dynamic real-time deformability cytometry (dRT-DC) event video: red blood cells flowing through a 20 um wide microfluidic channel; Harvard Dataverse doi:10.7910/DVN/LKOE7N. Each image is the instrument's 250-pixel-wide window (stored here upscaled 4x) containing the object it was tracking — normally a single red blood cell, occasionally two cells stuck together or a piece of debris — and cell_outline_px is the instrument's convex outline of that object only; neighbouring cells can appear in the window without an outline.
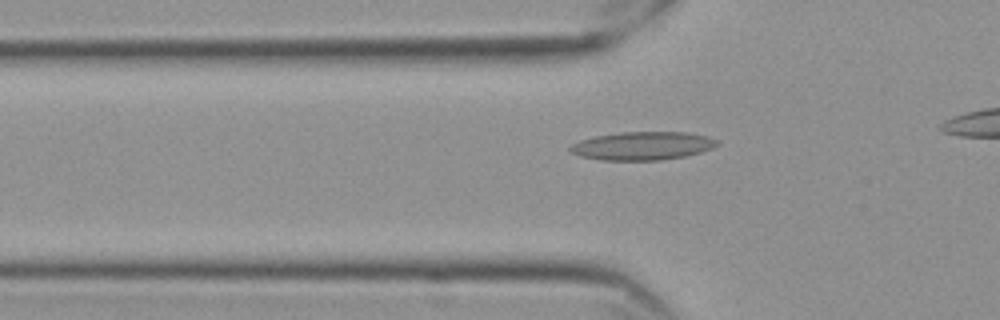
{"species": "Egyptian fruit bat (a non-hibernating species)", "species_latin": "Rousettus aegyptiacus", "temperature_condition": "cold", "stored_images_in_passage": 38, "camera_frame_rate_fps": 3000, "um_per_image_px": 0.085, "frame": {"image": 1, "passage_image": 14, "time_ms": 4.333, "image_size_px": [1000, 320], "cell_outline_px": [[720, 144], [712, 148], [700, 152], [684, 156], [660, 160], [600, 160], [580, 156], [572, 152], [568, 148], [572, 144], [580, 140], [596, 136], [620, 132], [688, 132], [708, 136], [716, 140]], "centroid_in_image_um": [54.62, 12.39], "position_along_channel_um": 71.2, "area_um2": 24.16}}
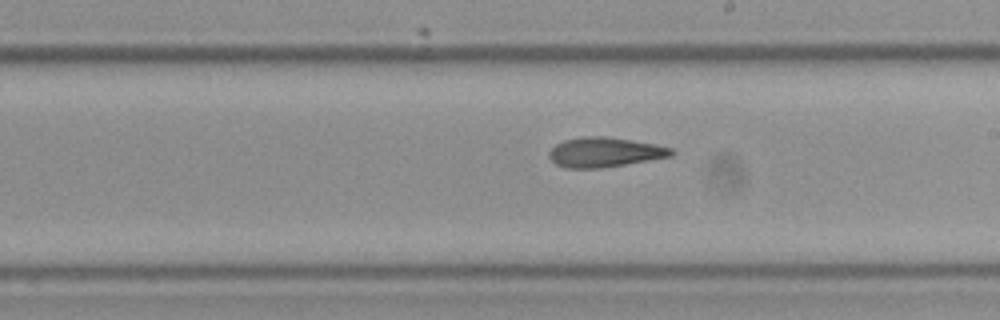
{"frame": {"image": 2, "passage_image": 28, "time_ms": 9.0, "image_size_px": [1000, 320], "cell_outline_px": [[676, 152], [672, 156], [604, 168], [564, 168], [556, 164], [548, 156], [548, 152], [556, 144], [564, 140], [584, 136], [604, 136], [632, 140], [656, 144], [672, 148]], "centroid_in_image_um": [51.41, 12.94], "position_along_channel_um": 237.6, "area_um2": 21.33}}
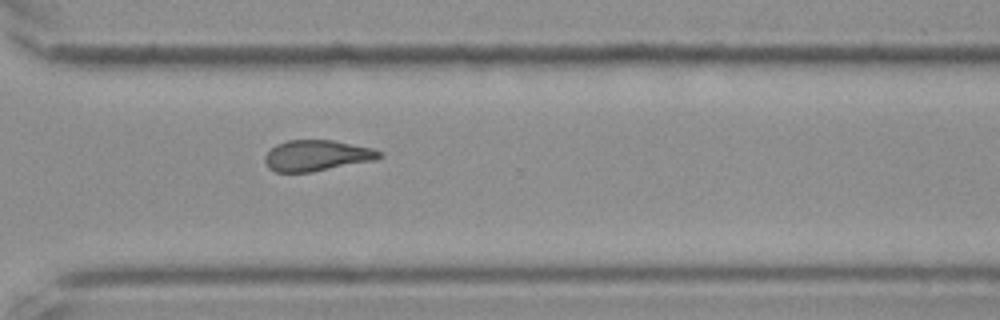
{"frame": {"image": 3, "passage_image": 37, "time_ms": 12.0, "image_size_px": [1000, 320], "cell_outline_px": [[384, 156], [376, 160], [312, 172], [276, 172], [268, 168], [264, 160], [264, 156], [276, 144], [288, 140], [332, 140], [372, 148], [384, 152]], "centroid_in_image_um": [26.96, 13.23], "position_along_channel_um": 343.6, "area_um2": 20.75}}